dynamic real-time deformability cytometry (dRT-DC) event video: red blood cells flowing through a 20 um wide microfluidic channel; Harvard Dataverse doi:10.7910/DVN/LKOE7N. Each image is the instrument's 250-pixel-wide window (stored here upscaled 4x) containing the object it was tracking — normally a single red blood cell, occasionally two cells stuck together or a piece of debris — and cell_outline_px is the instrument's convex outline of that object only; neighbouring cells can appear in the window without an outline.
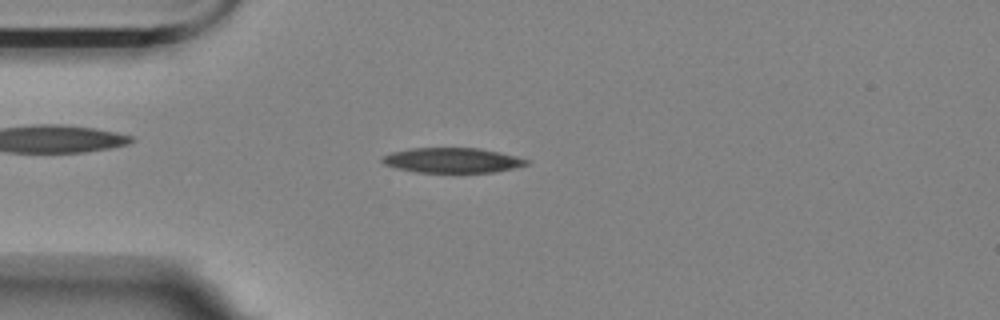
{"species": "Egyptian fruit bat (a non-hibernating species)", "species_latin": "Rousettus aegyptiacus", "temperature_condition": "room temperature", "stored_images_in_passage": 55, "camera_frame_rate_fps": 3000, "um_per_image_px": 0.085, "animal": {"sex": "female"}, "frame": {"image": 1, "passage_image": 13, "time_ms": 4.0, "image_size_px": [1000, 320], "cell_outline_px": [[528, 164], [496, 172], [416, 172], [384, 164], [380, 160], [384, 156], [392, 152], [412, 148], [480, 148], [500, 152], [516, 156], [528, 160]], "centroid_in_image_um": [38.46, 13.62], "position_along_channel_um": 46.5, "area_um2": 20.75}}
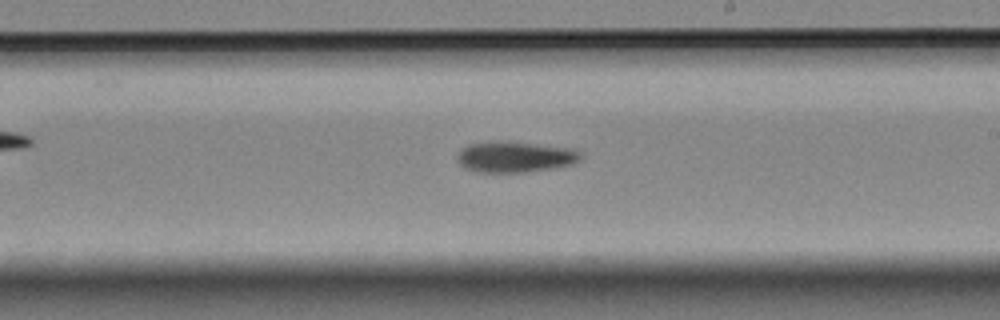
{"frame": {"image": 2, "passage_image": 31, "time_ms": 10.0, "image_size_px": [1000, 320], "cell_outline_px": [[580, 160], [572, 164], [524, 172], [476, 172], [464, 168], [456, 160], [456, 156], [464, 148], [472, 144], [500, 140], [564, 148], [580, 152]], "centroid_in_image_um": [43.69, 13.35], "position_along_channel_um": 245.3, "area_um2": 21.62}}
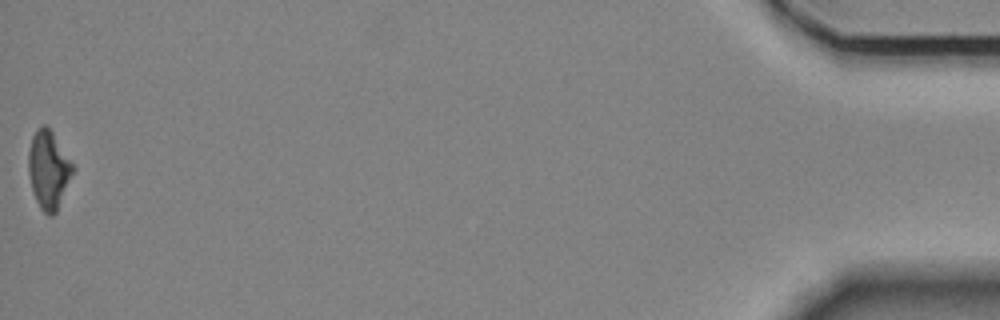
{"frame": {"image": 3, "passage_image": 55, "time_ms": 18.0, "image_size_px": [1000, 320], "cell_outline_px": [[72, 172], [56, 212], [52, 216], [48, 216], [40, 208], [36, 200], [32, 188], [28, 172], [28, 152], [32, 136], [36, 128], [44, 124], [52, 132], [72, 164]], "centroid_in_image_um": [4.07, 14.42], "position_along_channel_um": 431.1, "area_um2": 19.54}}